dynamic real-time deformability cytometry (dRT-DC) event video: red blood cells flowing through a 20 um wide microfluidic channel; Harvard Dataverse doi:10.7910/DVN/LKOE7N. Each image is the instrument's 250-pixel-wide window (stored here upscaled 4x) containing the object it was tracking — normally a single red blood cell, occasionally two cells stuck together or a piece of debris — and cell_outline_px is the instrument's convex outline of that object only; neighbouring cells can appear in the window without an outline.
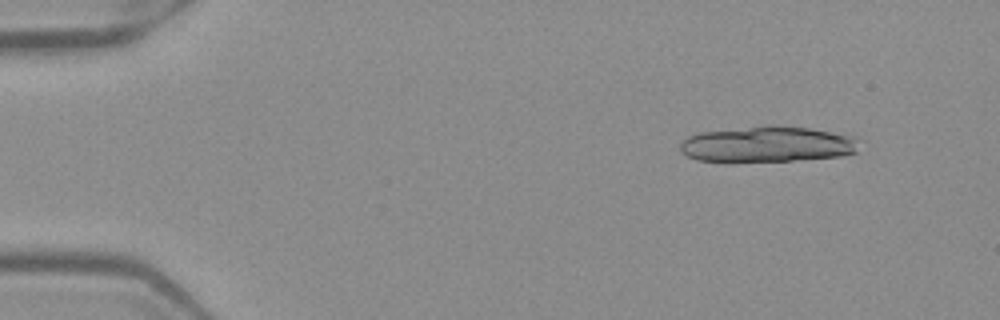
{"species": "Egyptian fruit bat (a non-hibernating species)", "species_latin": "Rousettus aegyptiacus", "temperature_condition": "warm", "stored_images_in_passage": 19, "camera_frame_rate_fps": 3000, "um_per_image_px": 0.085, "frame": {"image": 1, "passage_image": 5, "time_ms": 1.333, "image_size_px": [1000, 320], "cell_outline_px": [[856, 152], [840, 156], [792, 160], [696, 160], [680, 152], [680, 144], [688, 136], [700, 132], [764, 124], [780, 124], [808, 128], [856, 136]], "centroid_in_image_um": [65.21, 12.22], "position_along_channel_um": 19.8, "area_um2": 37.11}}